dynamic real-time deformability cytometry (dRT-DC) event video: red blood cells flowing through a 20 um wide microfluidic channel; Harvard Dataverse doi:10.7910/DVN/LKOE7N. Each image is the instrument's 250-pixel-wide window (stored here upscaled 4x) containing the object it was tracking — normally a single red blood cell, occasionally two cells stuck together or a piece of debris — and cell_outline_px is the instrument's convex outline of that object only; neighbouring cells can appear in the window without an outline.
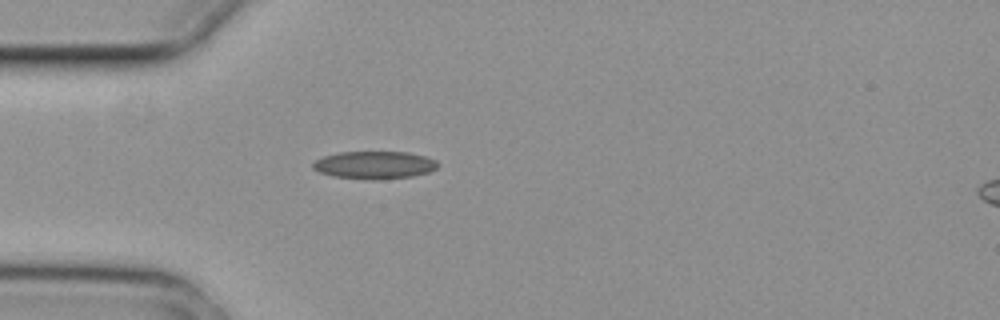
{"species": "common noctule bat (a hibernating species)", "species_latin": "Nyctalus noctula", "temperature_condition": "cold", "stored_images_in_passage": 3, "segment_of_instrument_passage": [1, 2], "camera_frame_rate_fps": 3000, "um_per_image_px": 0.085, "animal": {"sex": "female", "body_mass_g": 29.2, "forearm_length_mm": 56.3}, "frame": {"image": 1, "passage_image": 2, "time_ms": 0.333, "image_size_px": [1000, 320], "cell_outline_px": [[440, 164], [436, 168], [428, 172], [412, 176], [372, 180], [332, 176], [320, 172], [312, 168], [312, 164], [316, 160], [324, 156], [340, 152], [408, 152], [424, 156], [436, 160]], "centroid_in_image_um": [31.83, 14.02], "position_along_channel_um": 53.2, "area_um2": 20.06}}